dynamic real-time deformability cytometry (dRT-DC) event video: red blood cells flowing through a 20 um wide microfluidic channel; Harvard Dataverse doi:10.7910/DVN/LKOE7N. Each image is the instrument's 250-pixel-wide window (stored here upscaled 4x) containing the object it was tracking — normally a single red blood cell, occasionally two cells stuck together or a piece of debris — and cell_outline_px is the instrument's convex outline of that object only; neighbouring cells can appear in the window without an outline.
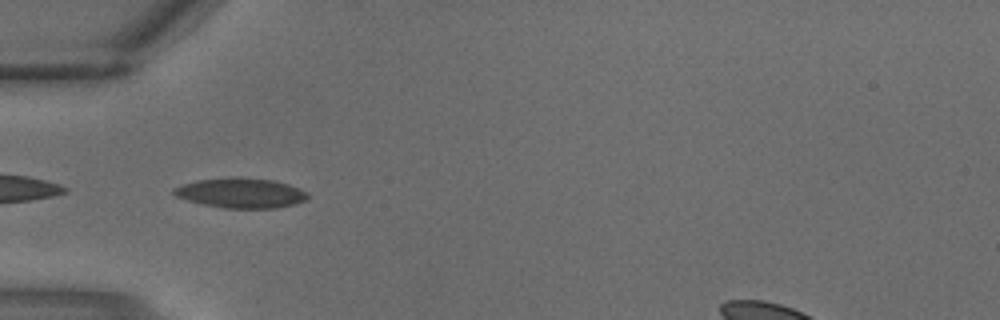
{"species": "common noctule bat (a hibernating species)", "species_latin": "Nyctalus noctula", "temperature_condition": "warm", "stored_images_in_passage": 2, "segment_of_instrument_passage": [1, 2], "camera_frame_rate_fps": 3000, "um_per_image_px": 0.085, "animal": {"sex": "male", "body_mass_g": 18.8}, "frame": {"image": 1, "passage_image": 1, "time_ms": 0.0, "image_size_px": [1000, 320], "cell_outline_px": [[308, 200], [296, 204], [276, 208], [224, 208], [204, 204], [188, 200], [176, 196], [172, 192], [172, 188], [196, 180], [232, 176], [240, 176], [276, 180], [288, 184], [308, 192]], "centroid_in_image_um": [20.51, 16.38], "position_along_channel_um": 64.5, "area_um2": 23.7}}